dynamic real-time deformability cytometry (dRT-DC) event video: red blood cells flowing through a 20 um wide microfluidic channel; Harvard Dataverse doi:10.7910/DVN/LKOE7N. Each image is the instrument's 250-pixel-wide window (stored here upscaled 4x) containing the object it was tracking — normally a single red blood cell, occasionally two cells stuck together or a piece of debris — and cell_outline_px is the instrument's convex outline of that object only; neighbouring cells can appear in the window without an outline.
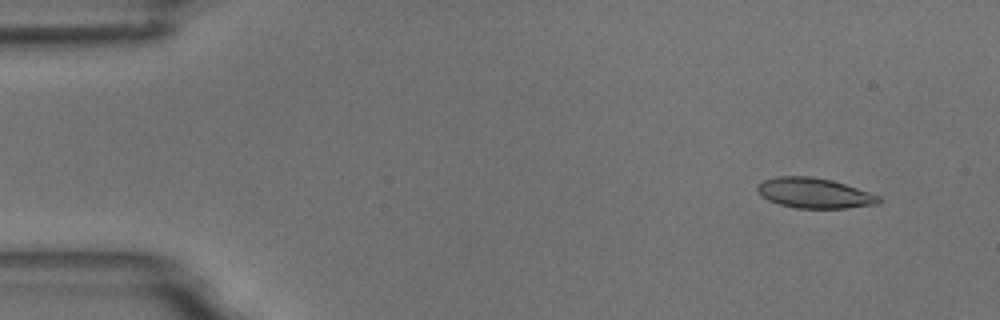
{"species": "common noctule bat (a hibernating species)", "species_latin": "Nyctalus noctula", "temperature_condition": "room temperature", "stored_images_in_passage": 6, "camera_frame_rate_fps": 3000, "um_per_image_px": 0.085, "animal": {"sex": "male", "body_mass_g": 18.8}, "frame": {"image": 1, "passage_image": 2, "time_ms": 1.333, "image_size_px": [1000, 320], "cell_outline_px": [[880, 204], [844, 208], [796, 208], [780, 204], [768, 200], [760, 196], [756, 192], [756, 184], [764, 180], [776, 176], [812, 176], [832, 180], [880, 196]], "centroid_in_image_um": [69.16, 16.41], "position_along_channel_um": 15.8, "area_um2": 21.44}}
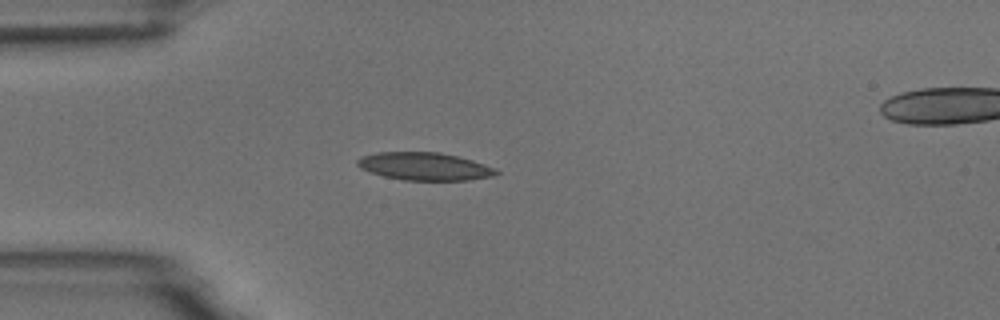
{"frame": {"image": 2, "passage_image": 5, "time_ms": 4.667, "image_size_px": [1000, 320], "cell_outline_px": [[500, 172], [492, 176], [468, 180], [404, 180], [384, 176], [368, 172], [360, 168], [356, 164], [356, 160], [360, 156], [376, 152], [440, 152], [472, 160], [496, 168]], "centroid_in_image_um": [36.04, 14.14], "position_along_channel_um": 49.0, "area_um2": 22.54}}